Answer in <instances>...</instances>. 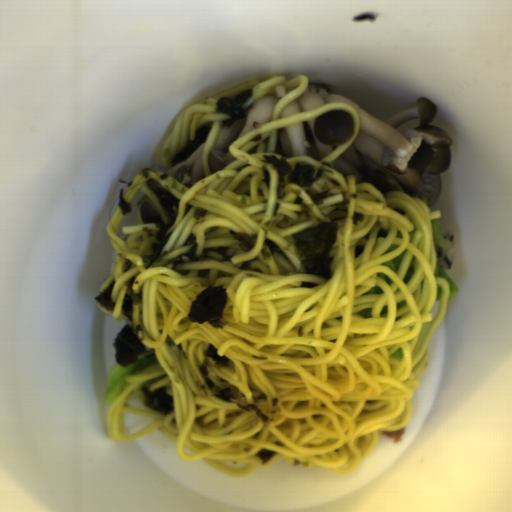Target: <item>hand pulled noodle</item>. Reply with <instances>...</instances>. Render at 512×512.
<instances>
[{
    "label": "hand pulled noodle",
    "mask_w": 512,
    "mask_h": 512,
    "mask_svg": "<svg viewBox=\"0 0 512 512\" xmlns=\"http://www.w3.org/2000/svg\"><path fill=\"white\" fill-rule=\"evenodd\" d=\"M307 76L286 79L273 74L255 78L230 90L217 93L184 108L161 147L156 161L172 166L174 157L194 140L198 127H210L204 141L202 164L205 178L189 189L162 170H149V177L131 179L123 198L130 205L143 192L156 207L164 224L169 215L146 185L147 179L179 199L177 216L167 233L162 260L146 268L143 256L150 254L158 227L144 223L140 207L137 226H124L121 240L117 231L126 214L116 207L106 232L113 245L115 267L103 281L99 295L115 280L111 297L112 311L105 315L124 321L154 353L153 364L127 375L122 392L112 402L107 419L108 436L113 442H129L160 431L175 440L176 455L182 460H203L220 473L243 478L258 467L263 470L277 460L297 461L303 468L328 467L348 475L376 447L378 431L397 432L408 426L410 400L424 374L431 339L445 313L449 283L436 278L437 264L432 220L442 216L431 211L420 198L402 191L381 193L369 183H357L356 176H343L331 164L357 139L361 130L357 112L348 104L334 102L281 117L286 106L307 89ZM282 85L283 98L274 105L271 121L239 137L230 148L235 157L223 169L212 173L209 153L220 122L216 101L235 97L243 90L253 94L248 105L264 93ZM347 110L355 128L349 141L323 160L308 156L286 158L291 166L311 163L324 176L311 187L288 184L276 192L277 173L263 155L274 154L277 131L293 123L332 110ZM270 173V188H265L261 167ZM167 174V173H166ZM331 189L320 205L306 194ZM350 200L343 220L327 217L342 198ZM207 209L204 218L193 217L196 209ZM355 211L364 213L363 222L353 224ZM336 222L338 232L333 256L332 277L302 271L295 255L292 233L307 226ZM249 234L256 240L248 252L238 247L230 231ZM197 238L199 256L205 249L230 247V261H196L172 271L169 260L190 250L183 246L190 234ZM266 238L278 248L268 259L260 253ZM364 245L361 257L355 248ZM391 244L397 250L381 255ZM394 271L382 263L406 250ZM416 257L413 276L402 280L412 256ZM250 261L251 270H240ZM136 275L140 283L134 293L142 292L143 305L132 306L131 321L122 314V296L128 279ZM317 283L314 288L300 287L302 282ZM437 284L443 290L436 317L429 313ZM226 287L228 301L223 310L222 328L187 320V311L196 294L207 286ZM380 294H364L370 287ZM370 308L371 317L356 312ZM218 354L231 360L232 367H217L210 359L207 372L211 380L233 383L243 400L254 403L267 394L279 399L281 413L264 427L253 413L241 411L235 403L209 393L198 371L209 344ZM401 347L403 360L391 357ZM149 386L167 387L174 402L168 415L125 406L131 392ZM154 418L142 430L125 434L122 414ZM261 448L275 451L266 464L257 456ZM223 462L248 463L233 470Z\"/></svg>",
    "instance_id": "hand-pulled-noodle-1"
}]
</instances>
